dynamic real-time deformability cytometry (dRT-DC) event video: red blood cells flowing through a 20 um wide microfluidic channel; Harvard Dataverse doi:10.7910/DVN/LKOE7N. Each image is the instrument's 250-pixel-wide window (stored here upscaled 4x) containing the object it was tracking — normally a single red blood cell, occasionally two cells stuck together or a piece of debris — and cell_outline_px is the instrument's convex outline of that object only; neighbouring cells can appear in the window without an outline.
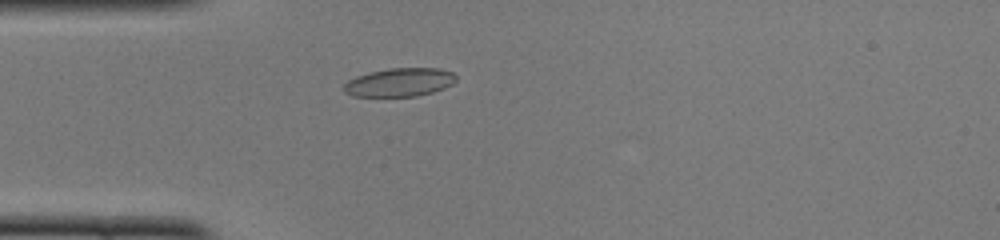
{"species": "common noctule bat (a hibernating species)", "species_latin": "Nyctalus noctula", "temperature_condition": "cold", "stored_images_in_passage": 45, "camera_frame_rate_fps": 3000, "um_per_image_px": 0.085, "animal": {"sex": "female", "body_mass_g": 22.0, "forearm_length_mm": 56.7}, "frame": {"image": 1, "passage_image": 10, "time_ms": 3.0, "image_size_px": [1000, 240], "cell_outline_px": [[456, 80], [452, 84], [444, 88], [432, 92], [416, 96], [352, 96], [344, 92], [344, 84], [348, 80], [356, 76], [368, 72], [388, 68], [440, 68], [452, 72], [456, 76]], "centroid_in_image_um": [33.95, 6.99], "position_along_channel_um": 51.0, "area_um2": 18.67}}
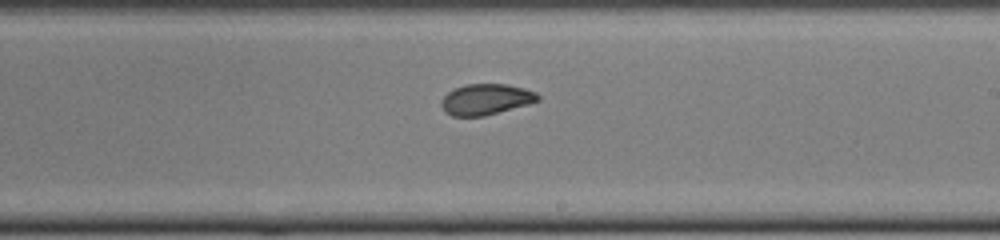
{"frame": {"image": 2, "passage_image": 25, "time_ms": 8.0, "image_size_px": [1000, 240], "cell_outline_px": [[540, 100], [528, 104], [484, 116], [452, 116], [444, 112], [440, 104], [440, 100], [448, 92], [464, 84], [508, 84], [524, 88], [536, 92], [540, 96]], "centroid_in_image_um": [41.29, 8.44], "position_along_channel_um": 247.7, "area_um2": 17.46}}
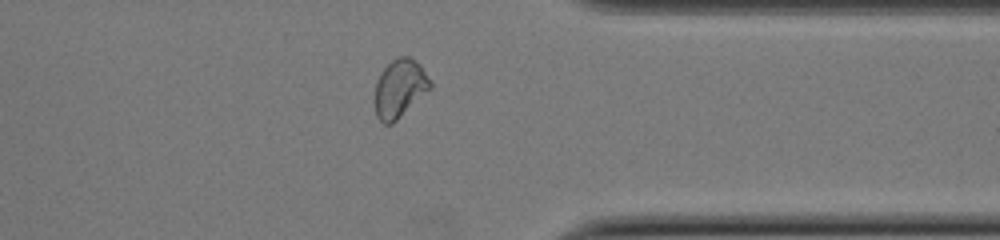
{"frame": {"image": 3, "passage_image": 35, "time_ms": 11.333, "image_size_px": [1000, 240], "cell_outline_px": [[432, 88], [392, 124], [384, 124], [376, 116], [372, 100], [376, 80], [380, 72], [392, 60], [400, 56], [408, 56], [420, 64], [432, 84]], "centroid_in_image_um": [33.93, 7.53], "position_along_channel_um": 377.5, "area_um2": 19.13}, "authors_computed_cell_mechanics": {"area_um2": 18.4382, "velocity_mm_per_s": 4.0912, "shape_relaxation_time_tau1_ms": null, "shape_relaxation_time_tau2_ms": 1.3038, "deformation_change_tau1": null, "deformation_change_tau2": 0.0515}}